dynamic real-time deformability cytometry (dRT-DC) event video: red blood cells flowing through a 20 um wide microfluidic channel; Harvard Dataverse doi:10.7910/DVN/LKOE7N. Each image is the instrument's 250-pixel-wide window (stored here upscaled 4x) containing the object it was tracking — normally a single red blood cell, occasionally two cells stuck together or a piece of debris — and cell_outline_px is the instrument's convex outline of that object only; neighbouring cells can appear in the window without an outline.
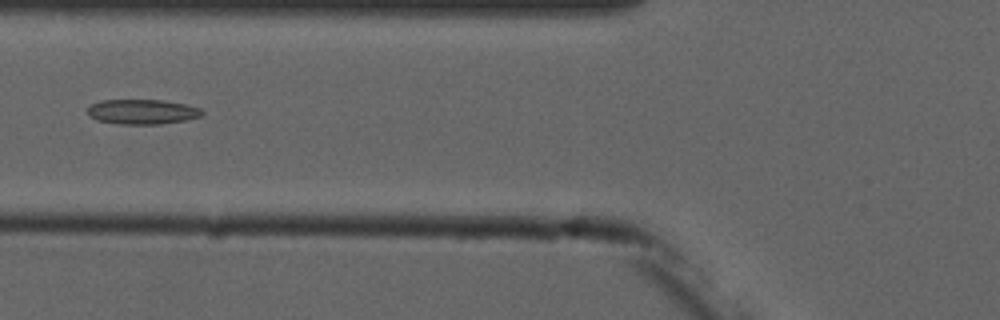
{"species": "common noctule bat (a hibernating species)", "species_latin": "Nyctalus noctula", "temperature_condition": "cold", "stored_images_in_passage": 4, "camera_frame_rate_fps": 3000, "um_per_image_px": 0.085, "animal": {"sex": "male", "forearm_length_mm": 52.5}, "frame": {"image": 1, "passage_image": 3, "time_ms": 2.333, "image_size_px": [1000, 320], "cell_outline_px": [[204, 112], [200, 116], [184, 120], [160, 124], [120, 124], [96, 120], [88, 116], [88, 108], [92, 104], [100, 100], [160, 100], [184, 104], [200, 108]], "centroid_in_image_um": [12.05, 9.5], "position_along_channel_um": 113.7, "area_um2": 16.47}}
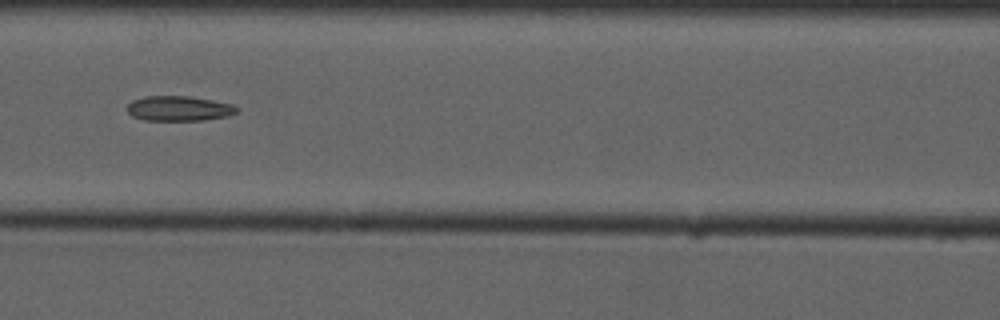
{"frame": {"image": 2, "passage_image": 4, "time_ms": 3.333, "image_size_px": [1000, 320], "cell_outline_px": [[240, 108], [236, 112], [228, 116], [204, 120], [144, 120], [132, 116], [124, 108], [132, 100], [144, 96], [188, 96], [212, 100], [232, 104]], "centroid_in_image_um": [15.18, 9.22], "position_along_channel_um": 151.4, "area_um2": 16.07}}